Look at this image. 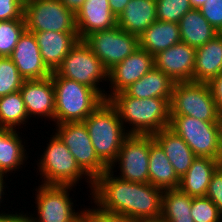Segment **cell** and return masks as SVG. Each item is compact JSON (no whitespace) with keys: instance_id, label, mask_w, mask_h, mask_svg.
Here are the masks:
<instances>
[{"instance_id":"obj_41","label":"cell","mask_w":222,"mask_h":222,"mask_svg":"<svg viewBox=\"0 0 222 222\" xmlns=\"http://www.w3.org/2000/svg\"><path fill=\"white\" fill-rule=\"evenodd\" d=\"M112 13L118 18L130 0H108Z\"/></svg>"},{"instance_id":"obj_30","label":"cell","mask_w":222,"mask_h":222,"mask_svg":"<svg viewBox=\"0 0 222 222\" xmlns=\"http://www.w3.org/2000/svg\"><path fill=\"white\" fill-rule=\"evenodd\" d=\"M28 120L20 90L0 97V128L23 129L24 124H29Z\"/></svg>"},{"instance_id":"obj_3","label":"cell","mask_w":222,"mask_h":222,"mask_svg":"<svg viewBox=\"0 0 222 222\" xmlns=\"http://www.w3.org/2000/svg\"><path fill=\"white\" fill-rule=\"evenodd\" d=\"M83 122L97 156L110 167L129 135L116 107L109 100H104Z\"/></svg>"},{"instance_id":"obj_16","label":"cell","mask_w":222,"mask_h":222,"mask_svg":"<svg viewBox=\"0 0 222 222\" xmlns=\"http://www.w3.org/2000/svg\"><path fill=\"white\" fill-rule=\"evenodd\" d=\"M28 117L45 118L54 121L55 90L52 78L24 80L20 88ZM32 117V118H31Z\"/></svg>"},{"instance_id":"obj_23","label":"cell","mask_w":222,"mask_h":222,"mask_svg":"<svg viewBox=\"0 0 222 222\" xmlns=\"http://www.w3.org/2000/svg\"><path fill=\"white\" fill-rule=\"evenodd\" d=\"M222 72V33L196 48L193 82L208 83Z\"/></svg>"},{"instance_id":"obj_17","label":"cell","mask_w":222,"mask_h":222,"mask_svg":"<svg viewBox=\"0 0 222 222\" xmlns=\"http://www.w3.org/2000/svg\"><path fill=\"white\" fill-rule=\"evenodd\" d=\"M10 58L24 80L44 79L52 74L42 60L34 33L27 30L20 36Z\"/></svg>"},{"instance_id":"obj_13","label":"cell","mask_w":222,"mask_h":222,"mask_svg":"<svg viewBox=\"0 0 222 222\" xmlns=\"http://www.w3.org/2000/svg\"><path fill=\"white\" fill-rule=\"evenodd\" d=\"M109 71L130 54L139 49V38L116 26L96 31L83 40Z\"/></svg>"},{"instance_id":"obj_39","label":"cell","mask_w":222,"mask_h":222,"mask_svg":"<svg viewBox=\"0 0 222 222\" xmlns=\"http://www.w3.org/2000/svg\"><path fill=\"white\" fill-rule=\"evenodd\" d=\"M211 95L219 113H222V72L208 83Z\"/></svg>"},{"instance_id":"obj_24","label":"cell","mask_w":222,"mask_h":222,"mask_svg":"<svg viewBox=\"0 0 222 222\" xmlns=\"http://www.w3.org/2000/svg\"><path fill=\"white\" fill-rule=\"evenodd\" d=\"M156 20V0H130L117 18V26L139 37Z\"/></svg>"},{"instance_id":"obj_1","label":"cell","mask_w":222,"mask_h":222,"mask_svg":"<svg viewBox=\"0 0 222 222\" xmlns=\"http://www.w3.org/2000/svg\"><path fill=\"white\" fill-rule=\"evenodd\" d=\"M116 174L108 169L94 180L91 196H88L91 204L135 221L160 220L163 190L150 183L120 179Z\"/></svg>"},{"instance_id":"obj_28","label":"cell","mask_w":222,"mask_h":222,"mask_svg":"<svg viewBox=\"0 0 222 222\" xmlns=\"http://www.w3.org/2000/svg\"><path fill=\"white\" fill-rule=\"evenodd\" d=\"M178 24L181 42L187 43L195 49L206 44L218 34L199 9L188 11Z\"/></svg>"},{"instance_id":"obj_40","label":"cell","mask_w":222,"mask_h":222,"mask_svg":"<svg viewBox=\"0 0 222 222\" xmlns=\"http://www.w3.org/2000/svg\"><path fill=\"white\" fill-rule=\"evenodd\" d=\"M15 213V214H14ZM9 211L0 215V222H31L29 214L21 211L20 213Z\"/></svg>"},{"instance_id":"obj_44","label":"cell","mask_w":222,"mask_h":222,"mask_svg":"<svg viewBox=\"0 0 222 222\" xmlns=\"http://www.w3.org/2000/svg\"><path fill=\"white\" fill-rule=\"evenodd\" d=\"M189 1L193 9H200L206 2V0H189Z\"/></svg>"},{"instance_id":"obj_36","label":"cell","mask_w":222,"mask_h":222,"mask_svg":"<svg viewBox=\"0 0 222 222\" xmlns=\"http://www.w3.org/2000/svg\"><path fill=\"white\" fill-rule=\"evenodd\" d=\"M92 206V208H82L83 213L91 220V222H135V220L126 215L107 212L99 208L97 205Z\"/></svg>"},{"instance_id":"obj_35","label":"cell","mask_w":222,"mask_h":222,"mask_svg":"<svg viewBox=\"0 0 222 222\" xmlns=\"http://www.w3.org/2000/svg\"><path fill=\"white\" fill-rule=\"evenodd\" d=\"M199 10L210 25L222 33V0H206Z\"/></svg>"},{"instance_id":"obj_9","label":"cell","mask_w":222,"mask_h":222,"mask_svg":"<svg viewBox=\"0 0 222 222\" xmlns=\"http://www.w3.org/2000/svg\"><path fill=\"white\" fill-rule=\"evenodd\" d=\"M23 16L29 32L78 33L75 14L60 0H27Z\"/></svg>"},{"instance_id":"obj_19","label":"cell","mask_w":222,"mask_h":222,"mask_svg":"<svg viewBox=\"0 0 222 222\" xmlns=\"http://www.w3.org/2000/svg\"><path fill=\"white\" fill-rule=\"evenodd\" d=\"M31 33H34L42 60L51 72L57 70L68 52L80 40L78 33H62L54 31Z\"/></svg>"},{"instance_id":"obj_43","label":"cell","mask_w":222,"mask_h":222,"mask_svg":"<svg viewBox=\"0 0 222 222\" xmlns=\"http://www.w3.org/2000/svg\"><path fill=\"white\" fill-rule=\"evenodd\" d=\"M6 178H7V175L0 172V208L2 207L1 203H4L3 200L5 198H3V197H4V195H6L5 192H4V191H6L5 188H6V185H7V183L5 182ZM4 208L5 207H3V209L1 210L0 215L6 213V211L3 212V210H6Z\"/></svg>"},{"instance_id":"obj_33","label":"cell","mask_w":222,"mask_h":222,"mask_svg":"<svg viewBox=\"0 0 222 222\" xmlns=\"http://www.w3.org/2000/svg\"><path fill=\"white\" fill-rule=\"evenodd\" d=\"M189 0H156L157 20L179 23L192 10Z\"/></svg>"},{"instance_id":"obj_37","label":"cell","mask_w":222,"mask_h":222,"mask_svg":"<svg viewBox=\"0 0 222 222\" xmlns=\"http://www.w3.org/2000/svg\"><path fill=\"white\" fill-rule=\"evenodd\" d=\"M205 196L217 206L222 216V165L212 175Z\"/></svg>"},{"instance_id":"obj_18","label":"cell","mask_w":222,"mask_h":222,"mask_svg":"<svg viewBox=\"0 0 222 222\" xmlns=\"http://www.w3.org/2000/svg\"><path fill=\"white\" fill-rule=\"evenodd\" d=\"M75 16L80 40L93 32L117 26V18L112 13L108 0H86Z\"/></svg>"},{"instance_id":"obj_12","label":"cell","mask_w":222,"mask_h":222,"mask_svg":"<svg viewBox=\"0 0 222 222\" xmlns=\"http://www.w3.org/2000/svg\"><path fill=\"white\" fill-rule=\"evenodd\" d=\"M56 125L53 131L66 145L79 166L95 180L109 167L97 156L84 122H67Z\"/></svg>"},{"instance_id":"obj_2","label":"cell","mask_w":222,"mask_h":222,"mask_svg":"<svg viewBox=\"0 0 222 222\" xmlns=\"http://www.w3.org/2000/svg\"><path fill=\"white\" fill-rule=\"evenodd\" d=\"M109 101L116 107L128 134L153 135L169 127L170 100L168 99L154 97L139 99L122 91L114 94Z\"/></svg>"},{"instance_id":"obj_34","label":"cell","mask_w":222,"mask_h":222,"mask_svg":"<svg viewBox=\"0 0 222 222\" xmlns=\"http://www.w3.org/2000/svg\"><path fill=\"white\" fill-rule=\"evenodd\" d=\"M191 216L194 222H220L217 206L206 196L192 197Z\"/></svg>"},{"instance_id":"obj_42","label":"cell","mask_w":222,"mask_h":222,"mask_svg":"<svg viewBox=\"0 0 222 222\" xmlns=\"http://www.w3.org/2000/svg\"><path fill=\"white\" fill-rule=\"evenodd\" d=\"M60 1L63 3L65 8L69 9L76 15V13L80 10V8L82 7L83 3L86 0H60Z\"/></svg>"},{"instance_id":"obj_25","label":"cell","mask_w":222,"mask_h":222,"mask_svg":"<svg viewBox=\"0 0 222 222\" xmlns=\"http://www.w3.org/2000/svg\"><path fill=\"white\" fill-rule=\"evenodd\" d=\"M149 183L163 191L178 189L180 178L162 147L153 139L149 153Z\"/></svg>"},{"instance_id":"obj_21","label":"cell","mask_w":222,"mask_h":222,"mask_svg":"<svg viewBox=\"0 0 222 222\" xmlns=\"http://www.w3.org/2000/svg\"><path fill=\"white\" fill-rule=\"evenodd\" d=\"M222 165V161L210 157L197 156L186 174L180 178L178 189L191 196H205L212 175Z\"/></svg>"},{"instance_id":"obj_45","label":"cell","mask_w":222,"mask_h":222,"mask_svg":"<svg viewBox=\"0 0 222 222\" xmlns=\"http://www.w3.org/2000/svg\"><path fill=\"white\" fill-rule=\"evenodd\" d=\"M217 123H218V127H219L220 144L222 147V113H219Z\"/></svg>"},{"instance_id":"obj_5","label":"cell","mask_w":222,"mask_h":222,"mask_svg":"<svg viewBox=\"0 0 222 222\" xmlns=\"http://www.w3.org/2000/svg\"><path fill=\"white\" fill-rule=\"evenodd\" d=\"M55 90L54 123L83 122L104 99L92 88L51 74Z\"/></svg>"},{"instance_id":"obj_8","label":"cell","mask_w":222,"mask_h":222,"mask_svg":"<svg viewBox=\"0 0 222 222\" xmlns=\"http://www.w3.org/2000/svg\"><path fill=\"white\" fill-rule=\"evenodd\" d=\"M169 128L187 143L196 156L222 161L217 122L201 121L186 115H174L170 118Z\"/></svg>"},{"instance_id":"obj_11","label":"cell","mask_w":222,"mask_h":222,"mask_svg":"<svg viewBox=\"0 0 222 222\" xmlns=\"http://www.w3.org/2000/svg\"><path fill=\"white\" fill-rule=\"evenodd\" d=\"M153 139L152 135L129 134L124 139L118 156L109 169L112 172H117L118 167L120 173L116 176L120 179L137 183H149L148 162L150 142Z\"/></svg>"},{"instance_id":"obj_38","label":"cell","mask_w":222,"mask_h":222,"mask_svg":"<svg viewBox=\"0 0 222 222\" xmlns=\"http://www.w3.org/2000/svg\"><path fill=\"white\" fill-rule=\"evenodd\" d=\"M24 3L21 0H0V21L24 19Z\"/></svg>"},{"instance_id":"obj_7","label":"cell","mask_w":222,"mask_h":222,"mask_svg":"<svg viewBox=\"0 0 222 222\" xmlns=\"http://www.w3.org/2000/svg\"><path fill=\"white\" fill-rule=\"evenodd\" d=\"M170 118L186 115L206 122H217L218 111L207 83H175L169 101Z\"/></svg>"},{"instance_id":"obj_4","label":"cell","mask_w":222,"mask_h":222,"mask_svg":"<svg viewBox=\"0 0 222 222\" xmlns=\"http://www.w3.org/2000/svg\"><path fill=\"white\" fill-rule=\"evenodd\" d=\"M52 134L50 138L47 137L50 139L49 143L35 164L41 176L42 182L40 183L76 187L82 179H85L84 181L90 187L89 191L92 192L94 180L79 166L74 156L54 131Z\"/></svg>"},{"instance_id":"obj_20","label":"cell","mask_w":222,"mask_h":222,"mask_svg":"<svg viewBox=\"0 0 222 222\" xmlns=\"http://www.w3.org/2000/svg\"><path fill=\"white\" fill-rule=\"evenodd\" d=\"M170 160L177 176L182 178L197 157L187 143L169 127L152 135Z\"/></svg>"},{"instance_id":"obj_31","label":"cell","mask_w":222,"mask_h":222,"mask_svg":"<svg viewBox=\"0 0 222 222\" xmlns=\"http://www.w3.org/2000/svg\"><path fill=\"white\" fill-rule=\"evenodd\" d=\"M26 30L24 19L0 21V57H10Z\"/></svg>"},{"instance_id":"obj_15","label":"cell","mask_w":222,"mask_h":222,"mask_svg":"<svg viewBox=\"0 0 222 222\" xmlns=\"http://www.w3.org/2000/svg\"><path fill=\"white\" fill-rule=\"evenodd\" d=\"M196 49L187 43L174 44L154 55V67L175 83L193 81Z\"/></svg>"},{"instance_id":"obj_46","label":"cell","mask_w":222,"mask_h":222,"mask_svg":"<svg viewBox=\"0 0 222 222\" xmlns=\"http://www.w3.org/2000/svg\"><path fill=\"white\" fill-rule=\"evenodd\" d=\"M73 222H91V220L82 212Z\"/></svg>"},{"instance_id":"obj_10","label":"cell","mask_w":222,"mask_h":222,"mask_svg":"<svg viewBox=\"0 0 222 222\" xmlns=\"http://www.w3.org/2000/svg\"><path fill=\"white\" fill-rule=\"evenodd\" d=\"M72 188L76 187L38 185L34 194L36 197L34 209L37 208V211L36 214L34 212L29 215L31 222H73L83 210H75L76 206L70 196V191H74Z\"/></svg>"},{"instance_id":"obj_22","label":"cell","mask_w":222,"mask_h":222,"mask_svg":"<svg viewBox=\"0 0 222 222\" xmlns=\"http://www.w3.org/2000/svg\"><path fill=\"white\" fill-rule=\"evenodd\" d=\"M20 134L19 130L0 128V172L7 176L22 170L29 158L26 140Z\"/></svg>"},{"instance_id":"obj_26","label":"cell","mask_w":222,"mask_h":222,"mask_svg":"<svg viewBox=\"0 0 222 222\" xmlns=\"http://www.w3.org/2000/svg\"><path fill=\"white\" fill-rule=\"evenodd\" d=\"M138 38L139 48L154 56L181 42L179 24L156 20Z\"/></svg>"},{"instance_id":"obj_6","label":"cell","mask_w":222,"mask_h":222,"mask_svg":"<svg viewBox=\"0 0 222 222\" xmlns=\"http://www.w3.org/2000/svg\"><path fill=\"white\" fill-rule=\"evenodd\" d=\"M55 73L94 89L106 100V90L101 85L109 83L108 70L83 40L68 52Z\"/></svg>"},{"instance_id":"obj_14","label":"cell","mask_w":222,"mask_h":222,"mask_svg":"<svg viewBox=\"0 0 222 222\" xmlns=\"http://www.w3.org/2000/svg\"><path fill=\"white\" fill-rule=\"evenodd\" d=\"M152 68H154V56L146 50L137 49L108 71V82H110L108 84L111 86L107 88L109 91L106 92V100L127 89Z\"/></svg>"},{"instance_id":"obj_47","label":"cell","mask_w":222,"mask_h":222,"mask_svg":"<svg viewBox=\"0 0 222 222\" xmlns=\"http://www.w3.org/2000/svg\"><path fill=\"white\" fill-rule=\"evenodd\" d=\"M135 222H162V221L156 220V221H135Z\"/></svg>"},{"instance_id":"obj_29","label":"cell","mask_w":222,"mask_h":222,"mask_svg":"<svg viewBox=\"0 0 222 222\" xmlns=\"http://www.w3.org/2000/svg\"><path fill=\"white\" fill-rule=\"evenodd\" d=\"M192 197L179 189L163 191L161 217L162 222H194L191 216Z\"/></svg>"},{"instance_id":"obj_32","label":"cell","mask_w":222,"mask_h":222,"mask_svg":"<svg viewBox=\"0 0 222 222\" xmlns=\"http://www.w3.org/2000/svg\"><path fill=\"white\" fill-rule=\"evenodd\" d=\"M24 78L10 57H0V97L19 91Z\"/></svg>"},{"instance_id":"obj_27","label":"cell","mask_w":222,"mask_h":222,"mask_svg":"<svg viewBox=\"0 0 222 222\" xmlns=\"http://www.w3.org/2000/svg\"><path fill=\"white\" fill-rule=\"evenodd\" d=\"M174 84L169 76L154 67L124 91L129 96L139 99L154 97L170 100Z\"/></svg>"}]
</instances>
